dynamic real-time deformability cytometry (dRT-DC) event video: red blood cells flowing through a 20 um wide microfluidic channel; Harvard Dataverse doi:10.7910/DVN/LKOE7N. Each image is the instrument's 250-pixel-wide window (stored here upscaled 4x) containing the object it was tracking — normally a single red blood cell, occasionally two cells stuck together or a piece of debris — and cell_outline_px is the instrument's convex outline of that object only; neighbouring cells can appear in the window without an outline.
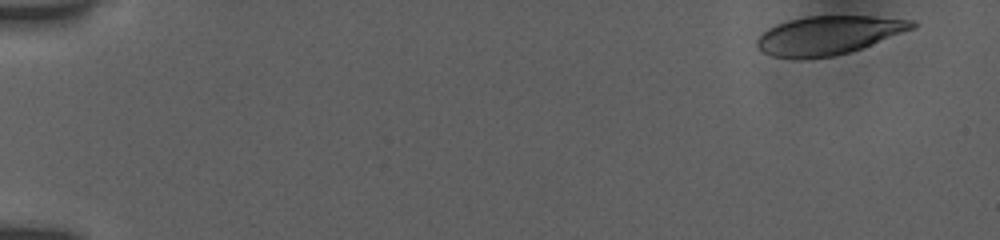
{"species": "human", "species_latin": "Homo sapiens", "temperature_condition": "room temperature", "stored_images_in_passage": 16, "camera_frame_rate_fps": 3000, "um_per_image_px": 0.085, "donor": {"sex": "female"}, "frame": {"image": 1, "passage_image": 1, "time_ms": 0.0, "image_size_px": [1000, 240], "cell_outline_px": [[920, 24], [916, 28], [860, 48], [848, 52], [832, 56], [772, 56], [756, 48], [756, 40], [768, 28], [776, 24], [788, 20], [804, 16], [872, 16], [916, 20]], "centroid_in_image_um": [70.48, 2.95], "position_along_channel_um": 14.5, "area_um2": 34.33}}
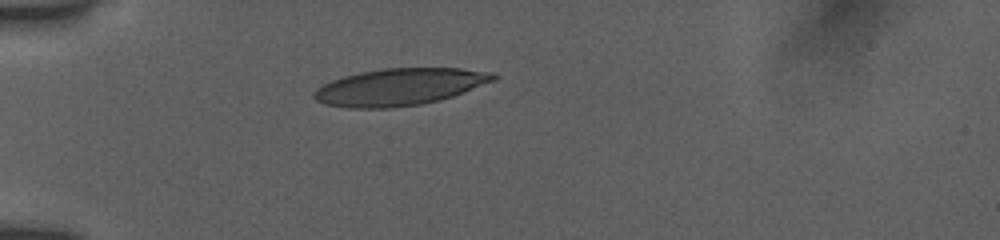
{"frame": {"image": 2, "passage_image": 12, "time_ms": 4.333, "image_size_px": [1000, 240], "cell_outline_px": [[500, 76], [496, 80], [464, 92], [440, 100], [420, 104], [388, 108], [348, 108], [324, 104], [316, 100], [312, 96], [312, 92], [316, 88], [332, 80], [344, 76], [360, 72], [384, 68], [460, 68], [496, 72]], "centroid_in_image_um": [33.99, 7.38], "position_along_channel_um": 51.0, "area_um2": 38.9}}
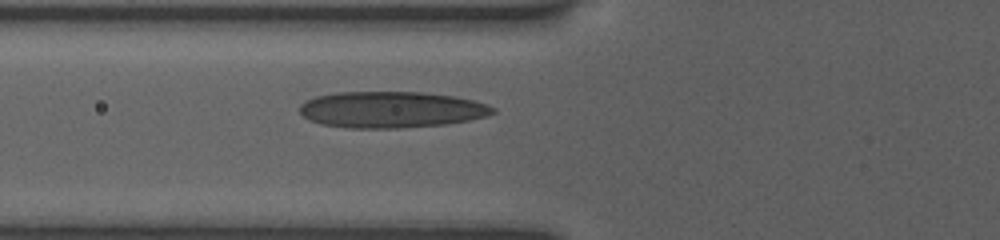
{"frame": {"image": 3, "passage_image": 16, "time_ms": 6.0, "image_size_px": [1000, 240], "cell_outline_px": [[496, 112], [484, 116], [468, 120], [448, 124], [400, 128], [348, 128], [320, 124], [308, 120], [300, 112], [300, 104], [304, 100], [316, 96], [336, 92], [424, 92], [456, 96], [488, 104], [496, 108]], "centroid_in_image_um": [33.24, 9.31], "position_along_channel_um": 92.6, "area_um2": 41.21}}